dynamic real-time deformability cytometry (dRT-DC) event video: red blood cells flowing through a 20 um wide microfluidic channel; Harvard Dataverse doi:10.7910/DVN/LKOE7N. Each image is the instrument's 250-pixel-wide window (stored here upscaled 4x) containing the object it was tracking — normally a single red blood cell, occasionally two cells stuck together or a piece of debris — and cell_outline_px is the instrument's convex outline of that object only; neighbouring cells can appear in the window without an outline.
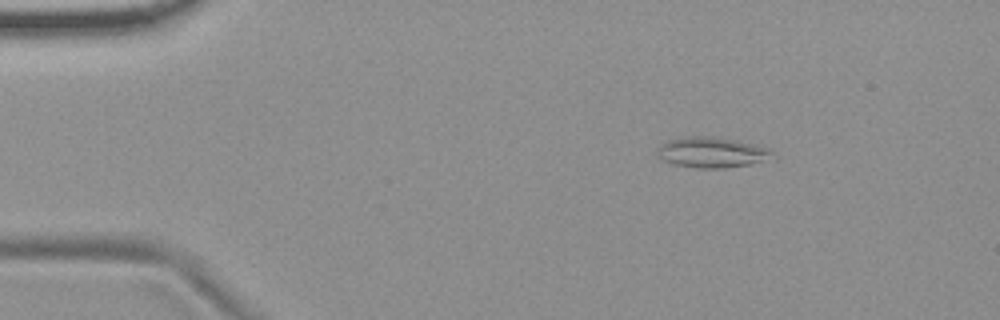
{"species": "common noctule bat (a hibernating species)", "species_latin": "Nyctalus noctula", "temperature_condition": "room temperature", "stored_images_in_passage": 49, "camera_frame_rate_fps": 3000, "um_per_image_px": 0.085, "animal": {"sex": "female", "body_mass_g": 19.9}, "frame": {"image": 1, "passage_image": 3, "time_ms": 0.667, "image_size_px": [1000, 320], "cell_outline_px": [[776, 160], [752, 164], [724, 168], [700, 168], [672, 164], [664, 160], [656, 152], [656, 148], [660, 144], [668, 140], [692, 136], [712, 136], [736, 140], [756, 144], [772, 148], [776, 156]], "centroid_in_image_um": [60.63, 12.96], "position_along_channel_um": 24.4, "area_um2": 21.04}}
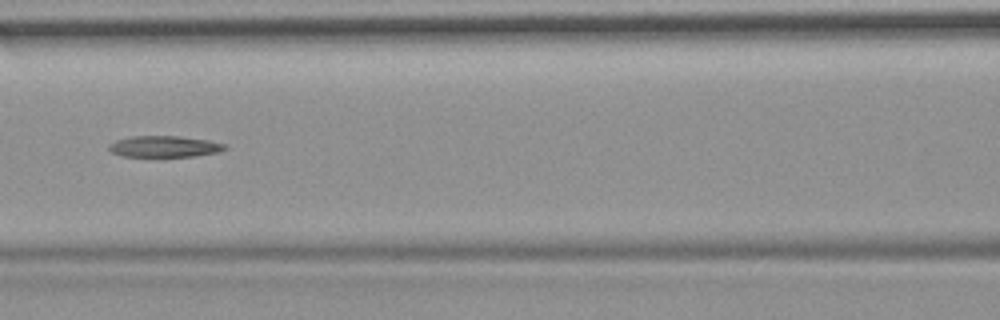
{"frame": {"image": 2, "passage_image": 19, "time_ms": 6.0, "image_size_px": [1000, 320], "cell_outline_px": [[228, 148], [220, 152], [196, 156], [120, 156], [112, 152], [108, 148], [108, 144], [116, 140], [132, 136], [180, 136], [208, 140], [228, 144]], "centroid_in_image_um": [14.02, 12.45], "position_along_channel_um": 152.6, "area_um2": 14.51}}
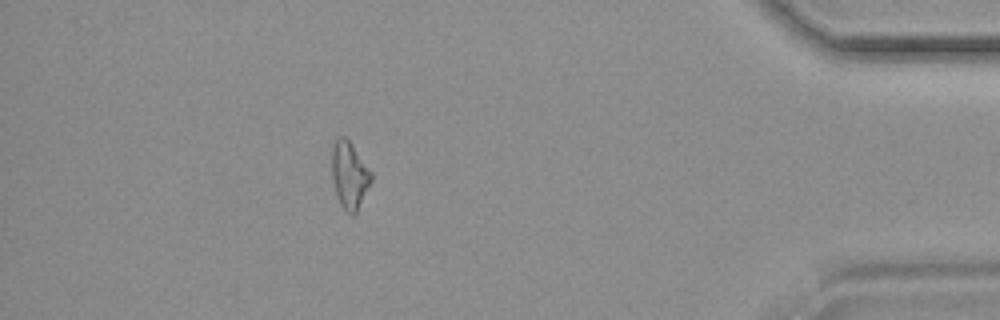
{"frame": {"image": 3, "passage_image": 43, "time_ms": 14.0, "image_size_px": [1000, 320], "cell_outline_px": [[372, 180], [356, 212], [352, 216], [340, 204], [336, 192], [332, 176], [332, 148], [336, 140], [340, 136], [344, 136], [348, 140], [372, 172]], "centroid_in_image_um": [29.7, 14.88], "position_along_channel_um": 405.5, "area_um2": 14.97}}